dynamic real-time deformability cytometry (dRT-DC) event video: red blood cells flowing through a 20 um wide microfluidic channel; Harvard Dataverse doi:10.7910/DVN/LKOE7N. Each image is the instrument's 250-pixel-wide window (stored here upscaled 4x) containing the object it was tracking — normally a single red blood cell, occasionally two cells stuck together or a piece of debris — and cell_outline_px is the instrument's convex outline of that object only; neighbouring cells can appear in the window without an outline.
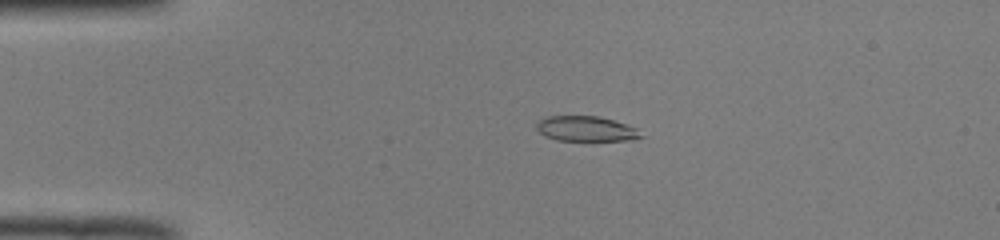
{"species": "common noctule bat (a hibernating species)", "species_latin": "Nyctalus noctula", "temperature_condition": "room temperature", "stored_images_in_passage": 51, "camera_frame_rate_fps": 3000, "um_per_image_px": 0.085, "animal": {"sex": "male", "body_mass_g": 19.0, "forearm_length_mm": 50.8}, "frame": {"image": 1, "passage_image": 11, "time_ms": 3.333, "image_size_px": [1000, 240], "cell_outline_px": [[644, 136], [632, 140], [556, 140], [544, 136], [536, 128], [536, 124], [540, 120], [548, 116], [600, 116], [628, 124], [636, 128]], "centroid_in_image_um": [49.83, 10.94], "position_along_channel_um": 35.2, "area_um2": 15.32}}
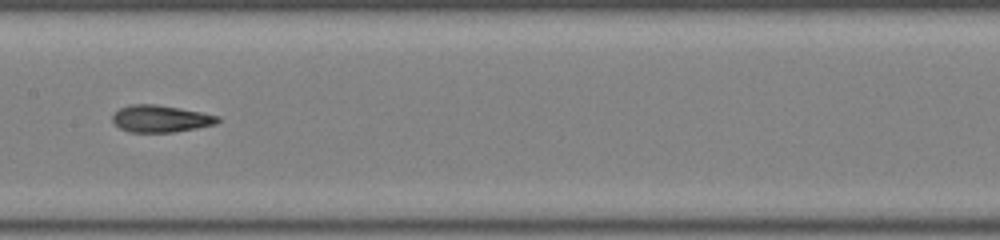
{"frame": {"image": 2, "passage_image": 26, "time_ms": 8.333, "image_size_px": [1000, 240], "cell_outline_px": [[220, 120], [216, 124], [196, 128], [172, 132], [128, 132], [120, 128], [112, 120], [112, 116], [120, 108], [132, 104], [156, 104], [180, 108], [220, 116]], "centroid_in_image_um": [13.66, 10.09], "position_along_channel_um": 193.7, "area_um2": 16.47}}
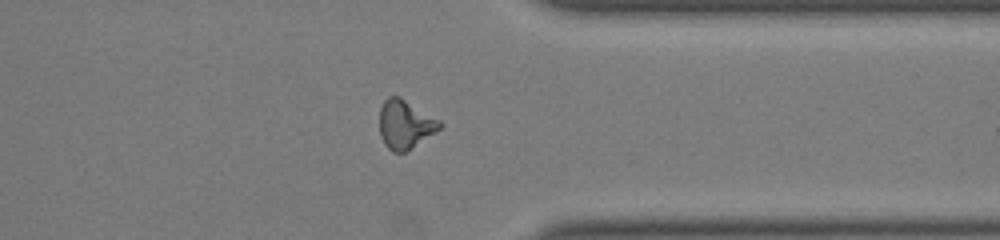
{"frame": {"image": 3, "passage_image": 40, "time_ms": 13.0, "image_size_px": [1000, 240], "cell_outline_px": [[444, 124], [436, 132], [404, 152], [392, 152], [384, 144], [380, 136], [380, 108], [384, 100], [388, 96], [400, 96], [440, 120]], "centroid_in_image_um": [34.43, 10.55], "position_along_channel_um": 377.0, "area_um2": 17.11}, "authors_computed_cell_mechanics": {"area_um2": 16.5308, "velocity_mm_per_s": 4.0093, "shape_relaxation_time_tau1_ms": 3.6313, "shape_relaxation_time_tau2_ms": 2.0246, "deformation_change_tau1": 0.1828, "deformation_change_tau2": 0.0789}}